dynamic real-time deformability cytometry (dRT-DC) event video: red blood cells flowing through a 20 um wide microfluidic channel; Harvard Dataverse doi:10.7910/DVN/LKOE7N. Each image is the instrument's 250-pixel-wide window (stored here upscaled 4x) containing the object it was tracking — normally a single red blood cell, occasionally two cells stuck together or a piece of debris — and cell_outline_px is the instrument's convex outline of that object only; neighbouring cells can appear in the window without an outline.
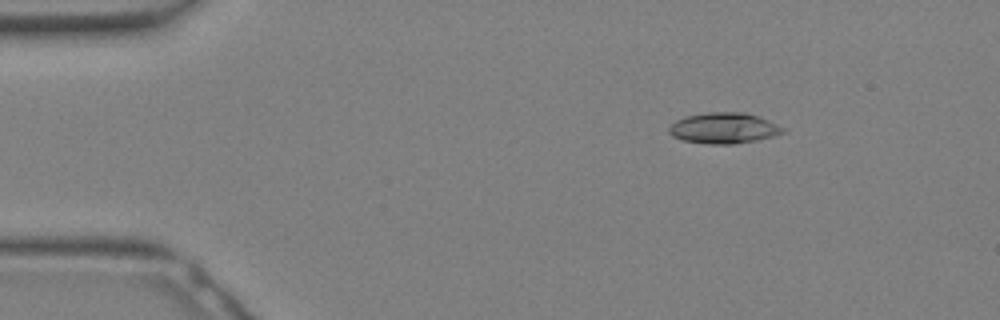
{"species": "Egyptian fruit bat (a non-hibernating species)", "species_latin": "Rousettus aegyptiacus", "temperature_condition": "warm", "stored_images_in_passage": 8, "camera_frame_rate_fps": 3000, "um_per_image_px": 0.085, "animal": {"sex": "female"}, "frame": {"image": 1, "passage_image": 1, "time_ms": 0.0, "image_size_px": [1000, 320], "cell_outline_px": [[784, 132], [772, 136], [756, 140], [732, 144], [708, 144], [684, 140], [672, 136], [668, 132], [668, 128], [676, 120], [688, 116], [708, 112], [744, 112], [760, 116], [784, 128]], "centroid_in_image_um": [61.51, 10.88], "position_along_channel_um": 23.5, "area_um2": 20.29}}
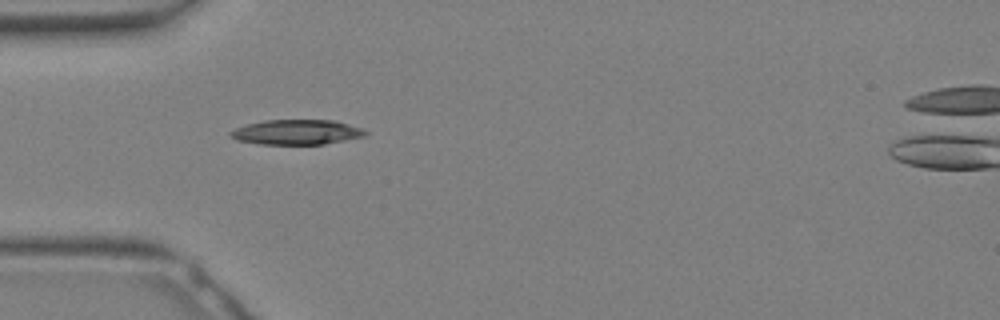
{"frame": {"image": 2, "passage_image": 6, "time_ms": 1.667, "image_size_px": [1000, 320], "cell_outline_px": [[368, 132], [364, 136], [324, 144], [260, 144], [236, 140], [228, 132], [236, 128], [248, 124], [264, 120], [332, 120], [348, 124], [360, 128]], "centroid_in_image_um": [25.19, 11.23], "position_along_channel_um": 59.8, "area_um2": 19.36}}
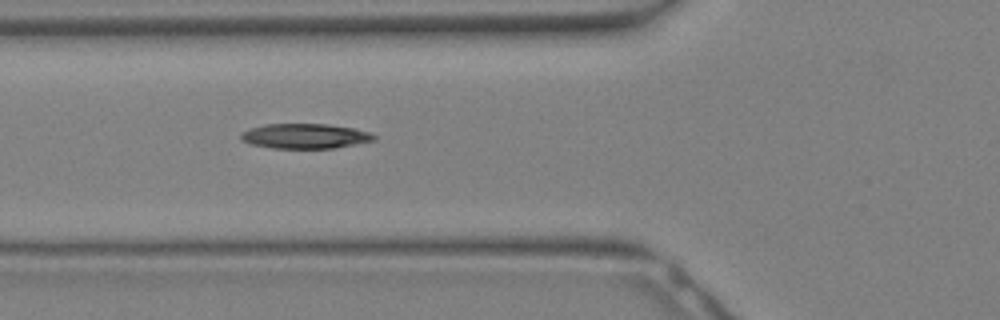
{"frame": {"image": 3, "passage_image": 8, "time_ms": 2.333, "image_size_px": [1000, 320], "cell_outline_px": [[376, 140], [356, 144], [332, 148], [272, 148], [252, 144], [240, 140], [240, 132], [248, 128], [264, 124], [328, 124], [352, 128], [368, 132], [376, 136]], "centroid_in_image_um": [25.87, 11.56], "position_along_channel_um": 99.9, "area_um2": 19.36}}